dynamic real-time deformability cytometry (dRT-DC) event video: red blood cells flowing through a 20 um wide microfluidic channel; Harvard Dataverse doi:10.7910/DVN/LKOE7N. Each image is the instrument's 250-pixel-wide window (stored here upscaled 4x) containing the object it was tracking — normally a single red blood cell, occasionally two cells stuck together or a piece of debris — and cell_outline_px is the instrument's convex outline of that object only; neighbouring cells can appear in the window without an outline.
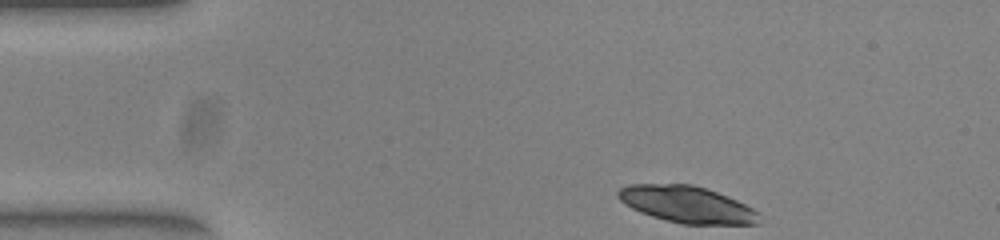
{"species": "common noctule bat (a hibernating species)", "species_latin": "Nyctalus noctula", "temperature_condition": "warm", "stored_images_in_passage": 45, "camera_frame_rate_fps": 3000, "um_per_image_px": 0.085, "animal": {"sex": "female", "body_mass_g": 23.0, "forearm_length_mm": 53.4}, "frame": {"image": 1, "passage_image": 1, "time_ms": 0.0, "image_size_px": [1000, 240], "cell_outline_px": [[760, 224], [684, 224], [652, 216], [640, 212], [624, 204], [616, 196], [616, 192], [620, 188], [632, 184], [692, 184], [728, 196], [752, 208], [756, 212]], "centroid_in_image_um": [58.35, 17.37], "position_along_channel_um": 26.7, "area_um2": 29.82}}